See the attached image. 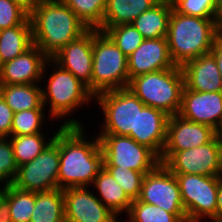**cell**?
Wrapping results in <instances>:
<instances>
[{
	"mask_svg": "<svg viewBox=\"0 0 222 222\" xmlns=\"http://www.w3.org/2000/svg\"><path fill=\"white\" fill-rule=\"evenodd\" d=\"M217 1H218L220 9L222 10V0H217Z\"/></svg>",
	"mask_w": 222,
	"mask_h": 222,
	"instance_id": "ee69618b",
	"label": "cell"
},
{
	"mask_svg": "<svg viewBox=\"0 0 222 222\" xmlns=\"http://www.w3.org/2000/svg\"><path fill=\"white\" fill-rule=\"evenodd\" d=\"M2 63L0 62V74H1Z\"/></svg>",
	"mask_w": 222,
	"mask_h": 222,
	"instance_id": "bcb514c9",
	"label": "cell"
},
{
	"mask_svg": "<svg viewBox=\"0 0 222 222\" xmlns=\"http://www.w3.org/2000/svg\"><path fill=\"white\" fill-rule=\"evenodd\" d=\"M173 8L181 14L200 18H222L217 0H171Z\"/></svg>",
	"mask_w": 222,
	"mask_h": 222,
	"instance_id": "d6a6232c",
	"label": "cell"
},
{
	"mask_svg": "<svg viewBox=\"0 0 222 222\" xmlns=\"http://www.w3.org/2000/svg\"><path fill=\"white\" fill-rule=\"evenodd\" d=\"M121 186L127 196L133 201L137 200L140 192L144 174L139 171L120 166H103Z\"/></svg>",
	"mask_w": 222,
	"mask_h": 222,
	"instance_id": "836d02e7",
	"label": "cell"
},
{
	"mask_svg": "<svg viewBox=\"0 0 222 222\" xmlns=\"http://www.w3.org/2000/svg\"><path fill=\"white\" fill-rule=\"evenodd\" d=\"M88 187L63 189L65 222H120Z\"/></svg>",
	"mask_w": 222,
	"mask_h": 222,
	"instance_id": "4fadbf2b",
	"label": "cell"
},
{
	"mask_svg": "<svg viewBox=\"0 0 222 222\" xmlns=\"http://www.w3.org/2000/svg\"><path fill=\"white\" fill-rule=\"evenodd\" d=\"M129 82L132 78L175 67L166 37L144 39L141 45L127 59Z\"/></svg>",
	"mask_w": 222,
	"mask_h": 222,
	"instance_id": "ac0fdd59",
	"label": "cell"
},
{
	"mask_svg": "<svg viewBox=\"0 0 222 222\" xmlns=\"http://www.w3.org/2000/svg\"><path fill=\"white\" fill-rule=\"evenodd\" d=\"M0 222H12L8 200L4 195L0 198Z\"/></svg>",
	"mask_w": 222,
	"mask_h": 222,
	"instance_id": "f35d334b",
	"label": "cell"
},
{
	"mask_svg": "<svg viewBox=\"0 0 222 222\" xmlns=\"http://www.w3.org/2000/svg\"><path fill=\"white\" fill-rule=\"evenodd\" d=\"M52 60L84 83L91 93L93 29L65 45Z\"/></svg>",
	"mask_w": 222,
	"mask_h": 222,
	"instance_id": "9a60e30c",
	"label": "cell"
},
{
	"mask_svg": "<svg viewBox=\"0 0 222 222\" xmlns=\"http://www.w3.org/2000/svg\"><path fill=\"white\" fill-rule=\"evenodd\" d=\"M5 185H1L0 184V198H1V196L3 195V192H4V189H5Z\"/></svg>",
	"mask_w": 222,
	"mask_h": 222,
	"instance_id": "7bdbcfd3",
	"label": "cell"
},
{
	"mask_svg": "<svg viewBox=\"0 0 222 222\" xmlns=\"http://www.w3.org/2000/svg\"><path fill=\"white\" fill-rule=\"evenodd\" d=\"M183 88L184 75L180 66L136 76L128 85L146 106L162 110L169 116L179 113Z\"/></svg>",
	"mask_w": 222,
	"mask_h": 222,
	"instance_id": "277c9868",
	"label": "cell"
},
{
	"mask_svg": "<svg viewBox=\"0 0 222 222\" xmlns=\"http://www.w3.org/2000/svg\"><path fill=\"white\" fill-rule=\"evenodd\" d=\"M210 53L214 56L216 60L218 70L222 78V33H220L214 40Z\"/></svg>",
	"mask_w": 222,
	"mask_h": 222,
	"instance_id": "74e56055",
	"label": "cell"
},
{
	"mask_svg": "<svg viewBox=\"0 0 222 222\" xmlns=\"http://www.w3.org/2000/svg\"><path fill=\"white\" fill-rule=\"evenodd\" d=\"M173 9L171 0H160L148 11L142 13L131 24L144 39H158L168 34V24Z\"/></svg>",
	"mask_w": 222,
	"mask_h": 222,
	"instance_id": "7402d4cb",
	"label": "cell"
},
{
	"mask_svg": "<svg viewBox=\"0 0 222 222\" xmlns=\"http://www.w3.org/2000/svg\"><path fill=\"white\" fill-rule=\"evenodd\" d=\"M29 13L12 0H0V31L23 24Z\"/></svg>",
	"mask_w": 222,
	"mask_h": 222,
	"instance_id": "d590c367",
	"label": "cell"
},
{
	"mask_svg": "<svg viewBox=\"0 0 222 222\" xmlns=\"http://www.w3.org/2000/svg\"><path fill=\"white\" fill-rule=\"evenodd\" d=\"M52 64L53 60L33 45L25 53L2 64L0 85L38 84L43 79L47 66L51 67Z\"/></svg>",
	"mask_w": 222,
	"mask_h": 222,
	"instance_id": "5bb4252c",
	"label": "cell"
},
{
	"mask_svg": "<svg viewBox=\"0 0 222 222\" xmlns=\"http://www.w3.org/2000/svg\"><path fill=\"white\" fill-rule=\"evenodd\" d=\"M222 18H200L172 9L166 36L170 57L175 66L211 52L214 40L221 33Z\"/></svg>",
	"mask_w": 222,
	"mask_h": 222,
	"instance_id": "3957f363",
	"label": "cell"
},
{
	"mask_svg": "<svg viewBox=\"0 0 222 222\" xmlns=\"http://www.w3.org/2000/svg\"><path fill=\"white\" fill-rule=\"evenodd\" d=\"M215 132H216V137H217V139L219 140V142H220L221 145H222V121H221L219 127L216 129Z\"/></svg>",
	"mask_w": 222,
	"mask_h": 222,
	"instance_id": "b9f144b4",
	"label": "cell"
},
{
	"mask_svg": "<svg viewBox=\"0 0 222 222\" xmlns=\"http://www.w3.org/2000/svg\"><path fill=\"white\" fill-rule=\"evenodd\" d=\"M216 221H222V176H219L218 183Z\"/></svg>",
	"mask_w": 222,
	"mask_h": 222,
	"instance_id": "ab89813d",
	"label": "cell"
},
{
	"mask_svg": "<svg viewBox=\"0 0 222 222\" xmlns=\"http://www.w3.org/2000/svg\"><path fill=\"white\" fill-rule=\"evenodd\" d=\"M138 200L170 213H186L175 174L161 163L144 175Z\"/></svg>",
	"mask_w": 222,
	"mask_h": 222,
	"instance_id": "7c38bea8",
	"label": "cell"
},
{
	"mask_svg": "<svg viewBox=\"0 0 222 222\" xmlns=\"http://www.w3.org/2000/svg\"><path fill=\"white\" fill-rule=\"evenodd\" d=\"M20 5L29 14L35 9V7L41 2L40 0H12Z\"/></svg>",
	"mask_w": 222,
	"mask_h": 222,
	"instance_id": "60d3db41",
	"label": "cell"
},
{
	"mask_svg": "<svg viewBox=\"0 0 222 222\" xmlns=\"http://www.w3.org/2000/svg\"><path fill=\"white\" fill-rule=\"evenodd\" d=\"M30 222H65L63 189L35 192Z\"/></svg>",
	"mask_w": 222,
	"mask_h": 222,
	"instance_id": "484cf974",
	"label": "cell"
},
{
	"mask_svg": "<svg viewBox=\"0 0 222 222\" xmlns=\"http://www.w3.org/2000/svg\"><path fill=\"white\" fill-rule=\"evenodd\" d=\"M46 109H30L14 113L11 136L32 135L43 133ZM41 130V131H40Z\"/></svg>",
	"mask_w": 222,
	"mask_h": 222,
	"instance_id": "4dcf8cb0",
	"label": "cell"
},
{
	"mask_svg": "<svg viewBox=\"0 0 222 222\" xmlns=\"http://www.w3.org/2000/svg\"><path fill=\"white\" fill-rule=\"evenodd\" d=\"M56 132L52 137L46 140L45 134L36 133L32 135L10 136V142L13 147L14 157L17 166L31 162L35 159L53 140Z\"/></svg>",
	"mask_w": 222,
	"mask_h": 222,
	"instance_id": "4316f807",
	"label": "cell"
},
{
	"mask_svg": "<svg viewBox=\"0 0 222 222\" xmlns=\"http://www.w3.org/2000/svg\"><path fill=\"white\" fill-rule=\"evenodd\" d=\"M178 115L216 131L222 121V92H198L184 86Z\"/></svg>",
	"mask_w": 222,
	"mask_h": 222,
	"instance_id": "2e32d148",
	"label": "cell"
},
{
	"mask_svg": "<svg viewBox=\"0 0 222 222\" xmlns=\"http://www.w3.org/2000/svg\"><path fill=\"white\" fill-rule=\"evenodd\" d=\"M215 136L216 132L210 126L186 120L178 114L169 116L162 152H178L202 146Z\"/></svg>",
	"mask_w": 222,
	"mask_h": 222,
	"instance_id": "e0dca14e",
	"label": "cell"
},
{
	"mask_svg": "<svg viewBox=\"0 0 222 222\" xmlns=\"http://www.w3.org/2000/svg\"><path fill=\"white\" fill-rule=\"evenodd\" d=\"M104 114L99 134L128 136L136 133L138 109L146 105L128 88L106 91L94 97Z\"/></svg>",
	"mask_w": 222,
	"mask_h": 222,
	"instance_id": "52a82bcc",
	"label": "cell"
},
{
	"mask_svg": "<svg viewBox=\"0 0 222 222\" xmlns=\"http://www.w3.org/2000/svg\"><path fill=\"white\" fill-rule=\"evenodd\" d=\"M127 59L105 32L93 29L91 94L94 97L106 91L128 88Z\"/></svg>",
	"mask_w": 222,
	"mask_h": 222,
	"instance_id": "8992f818",
	"label": "cell"
},
{
	"mask_svg": "<svg viewBox=\"0 0 222 222\" xmlns=\"http://www.w3.org/2000/svg\"><path fill=\"white\" fill-rule=\"evenodd\" d=\"M184 86L198 92H222V78L211 53L190 60L182 67Z\"/></svg>",
	"mask_w": 222,
	"mask_h": 222,
	"instance_id": "ffe728a7",
	"label": "cell"
},
{
	"mask_svg": "<svg viewBox=\"0 0 222 222\" xmlns=\"http://www.w3.org/2000/svg\"><path fill=\"white\" fill-rule=\"evenodd\" d=\"M182 222H200V221H193V220L187 219V220H184V221H182Z\"/></svg>",
	"mask_w": 222,
	"mask_h": 222,
	"instance_id": "f6af8a7d",
	"label": "cell"
},
{
	"mask_svg": "<svg viewBox=\"0 0 222 222\" xmlns=\"http://www.w3.org/2000/svg\"><path fill=\"white\" fill-rule=\"evenodd\" d=\"M103 151V166H120L142 172L153 171L160 158L148 147L125 135L98 134Z\"/></svg>",
	"mask_w": 222,
	"mask_h": 222,
	"instance_id": "ba28073f",
	"label": "cell"
},
{
	"mask_svg": "<svg viewBox=\"0 0 222 222\" xmlns=\"http://www.w3.org/2000/svg\"><path fill=\"white\" fill-rule=\"evenodd\" d=\"M0 95L14 113L45 109L42 103V87L37 84L0 85Z\"/></svg>",
	"mask_w": 222,
	"mask_h": 222,
	"instance_id": "d4e9b609",
	"label": "cell"
},
{
	"mask_svg": "<svg viewBox=\"0 0 222 222\" xmlns=\"http://www.w3.org/2000/svg\"><path fill=\"white\" fill-rule=\"evenodd\" d=\"M60 126L58 188L90 187L103 167L100 139L87 141L83 126Z\"/></svg>",
	"mask_w": 222,
	"mask_h": 222,
	"instance_id": "6da1fadb",
	"label": "cell"
},
{
	"mask_svg": "<svg viewBox=\"0 0 222 222\" xmlns=\"http://www.w3.org/2000/svg\"><path fill=\"white\" fill-rule=\"evenodd\" d=\"M168 119L169 115L162 110L145 106L138 109L136 133L128 136L151 149L160 158L166 142Z\"/></svg>",
	"mask_w": 222,
	"mask_h": 222,
	"instance_id": "d6986e66",
	"label": "cell"
},
{
	"mask_svg": "<svg viewBox=\"0 0 222 222\" xmlns=\"http://www.w3.org/2000/svg\"><path fill=\"white\" fill-rule=\"evenodd\" d=\"M160 0H107L106 10L99 31L105 32L108 28L131 24L142 13L151 9Z\"/></svg>",
	"mask_w": 222,
	"mask_h": 222,
	"instance_id": "44dd1931",
	"label": "cell"
},
{
	"mask_svg": "<svg viewBox=\"0 0 222 222\" xmlns=\"http://www.w3.org/2000/svg\"><path fill=\"white\" fill-rule=\"evenodd\" d=\"M13 116L14 112L0 95V138H9L11 136Z\"/></svg>",
	"mask_w": 222,
	"mask_h": 222,
	"instance_id": "8d00e7d4",
	"label": "cell"
},
{
	"mask_svg": "<svg viewBox=\"0 0 222 222\" xmlns=\"http://www.w3.org/2000/svg\"><path fill=\"white\" fill-rule=\"evenodd\" d=\"M187 219L216 221L219 176L175 174Z\"/></svg>",
	"mask_w": 222,
	"mask_h": 222,
	"instance_id": "9c48e42d",
	"label": "cell"
},
{
	"mask_svg": "<svg viewBox=\"0 0 222 222\" xmlns=\"http://www.w3.org/2000/svg\"><path fill=\"white\" fill-rule=\"evenodd\" d=\"M56 67L48 77L45 89L42 87V103L49 105L48 112L51 119H62V126H82L79 120L67 119L75 110L82 105H88L94 96L89 92L87 86L77 79L71 72L62 69L53 61ZM48 103V104H47Z\"/></svg>",
	"mask_w": 222,
	"mask_h": 222,
	"instance_id": "5b68a950",
	"label": "cell"
},
{
	"mask_svg": "<svg viewBox=\"0 0 222 222\" xmlns=\"http://www.w3.org/2000/svg\"><path fill=\"white\" fill-rule=\"evenodd\" d=\"M105 33L128 58L143 42L141 33L132 24H121L108 28Z\"/></svg>",
	"mask_w": 222,
	"mask_h": 222,
	"instance_id": "1f68e13d",
	"label": "cell"
},
{
	"mask_svg": "<svg viewBox=\"0 0 222 222\" xmlns=\"http://www.w3.org/2000/svg\"><path fill=\"white\" fill-rule=\"evenodd\" d=\"M127 215L129 222H182L187 220L186 213H170L138 199L132 201Z\"/></svg>",
	"mask_w": 222,
	"mask_h": 222,
	"instance_id": "83f0119b",
	"label": "cell"
},
{
	"mask_svg": "<svg viewBox=\"0 0 222 222\" xmlns=\"http://www.w3.org/2000/svg\"><path fill=\"white\" fill-rule=\"evenodd\" d=\"M18 173L13 147L9 138H0V184L11 185Z\"/></svg>",
	"mask_w": 222,
	"mask_h": 222,
	"instance_id": "e575fe53",
	"label": "cell"
},
{
	"mask_svg": "<svg viewBox=\"0 0 222 222\" xmlns=\"http://www.w3.org/2000/svg\"><path fill=\"white\" fill-rule=\"evenodd\" d=\"M89 28L102 25L107 0H62Z\"/></svg>",
	"mask_w": 222,
	"mask_h": 222,
	"instance_id": "f546056e",
	"label": "cell"
},
{
	"mask_svg": "<svg viewBox=\"0 0 222 222\" xmlns=\"http://www.w3.org/2000/svg\"><path fill=\"white\" fill-rule=\"evenodd\" d=\"M3 195L7 198L12 222H30L35 205V192L22 191L7 185Z\"/></svg>",
	"mask_w": 222,
	"mask_h": 222,
	"instance_id": "f1b7e54d",
	"label": "cell"
},
{
	"mask_svg": "<svg viewBox=\"0 0 222 222\" xmlns=\"http://www.w3.org/2000/svg\"><path fill=\"white\" fill-rule=\"evenodd\" d=\"M60 128L57 129L54 140L35 159L18 167L13 186L30 192L58 188Z\"/></svg>",
	"mask_w": 222,
	"mask_h": 222,
	"instance_id": "8fae6325",
	"label": "cell"
},
{
	"mask_svg": "<svg viewBox=\"0 0 222 222\" xmlns=\"http://www.w3.org/2000/svg\"><path fill=\"white\" fill-rule=\"evenodd\" d=\"M160 163L173 174L222 176V145L215 136L202 146L178 152H162Z\"/></svg>",
	"mask_w": 222,
	"mask_h": 222,
	"instance_id": "30bf717a",
	"label": "cell"
},
{
	"mask_svg": "<svg viewBox=\"0 0 222 222\" xmlns=\"http://www.w3.org/2000/svg\"><path fill=\"white\" fill-rule=\"evenodd\" d=\"M32 27L28 18L23 24L0 31V62L3 64L33 46Z\"/></svg>",
	"mask_w": 222,
	"mask_h": 222,
	"instance_id": "cb8c5ba5",
	"label": "cell"
},
{
	"mask_svg": "<svg viewBox=\"0 0 222 222\" xmlns=\"http://www.w3.org/2000/svg\"><path fill=\"white\" fill-rule=\"evenodd\" d=\"M29 19L33 44L48 59L89 29L62 0L41 1Z\"/></svg>",
	"mask_w": 222,
	"mask_h": 222,
	"instance_id": "7a4b0ae2",
	"label": "cell"
},
{
	"mask_svg": "<svg viewBox=\"0 0 222 222\" xmlns=\"http://www.w3.org/2000/svg\"><path fill=\"white\" fill-rule=\"evenodd\" d=\"M92 185L99 193L97 198L117 217L122 212L128 213L132 200L104 167L99 170Z\"/></svg>",
	"mask_w": 222,
	"mask_h": 222,
	"instance_id": "603a6c76",
	"label": "cell"
}]
</instances>
